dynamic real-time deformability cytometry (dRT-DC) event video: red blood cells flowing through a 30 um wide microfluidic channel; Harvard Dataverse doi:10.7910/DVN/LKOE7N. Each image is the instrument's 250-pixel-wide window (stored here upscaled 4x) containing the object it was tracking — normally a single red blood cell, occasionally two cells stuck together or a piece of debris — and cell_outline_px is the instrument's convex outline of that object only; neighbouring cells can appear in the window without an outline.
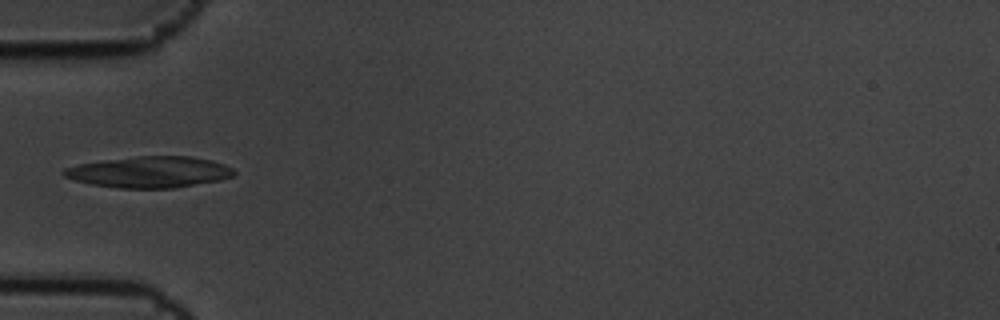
{"species": "common noctule bat (a hibernating species)", "species_latin": "Nyctalus noctula", "temperature_condition": "cold", "stored_images_in_passage": 5, "camera_frame_rate_fps": 3000, "um_per_image_px": 0.085, "animal": {"sex": "male", "body_mass_g": 19.5, "forearm_length_mm": 54.6}, "frame": {"image": 1, "passage_image": 1, "time_ms": 0.0, "image_size_px": [1000, 320], "cell_outline_px": [[236, 172], [232, 176], [220, 180], [176, 188], [120, 188], [92, 184], [76, 180], [64, 176], [60, 172], [64, 168], [80, 164], [100, 160], [136, 156], [192, 156], [212, 160], [224, 164], [232, 168]], "centroid_in_image_um": [12.72, 14.61], "position_along_channel_um": 72.3, "area_um2": 31.04}}
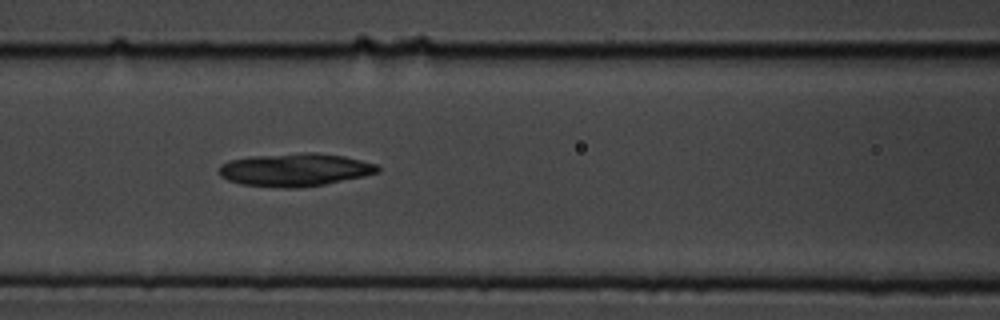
{"frame": {"image": 2, "passage_image": 3, "time_ms": 0.667, "image_size_px": [1000, 320], "cell_outline_px": [[380, 172], [364, 176], [324, 184], [296, 188], [284, 188], [240, 184], [228, 180], [220, 176], [220, 164], [228, 160], [252, 156], [304, 152], [316, 152], [344, 156], [376, 164], [380, 168]], "centroid_in_image_um": [25.07, 14.42], "position_along_channel_um": 141.5, "area_um2": 30.52}}
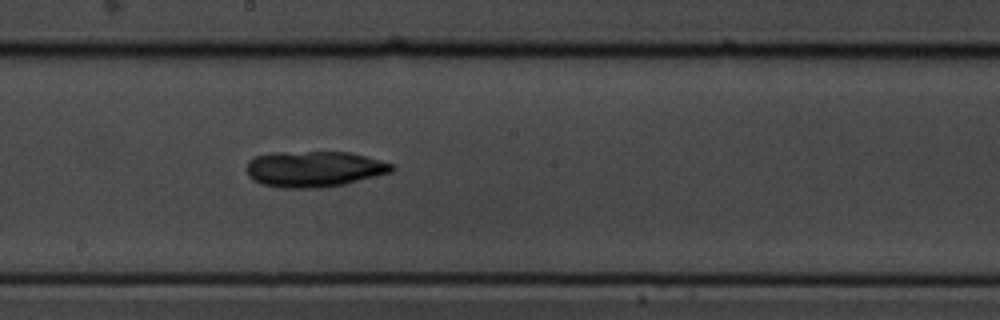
{"frame": {"image": 3, "passage_image": 5, "time_ms": 1.333, "image_size_px": [1000, 320], "cell_outline_px": [[396, 168], [392, 172], [344, 184], [324, 188], [280, 188], [260, 184], [248, 176], [248, 160], [256, 156], [272, 152], [348, 152], [380, 160], [392, 164]], "centroid_in_image_um": [26.69, 14.37], "position_along_channel_um": 221.5, "area_um2": 30.46}}